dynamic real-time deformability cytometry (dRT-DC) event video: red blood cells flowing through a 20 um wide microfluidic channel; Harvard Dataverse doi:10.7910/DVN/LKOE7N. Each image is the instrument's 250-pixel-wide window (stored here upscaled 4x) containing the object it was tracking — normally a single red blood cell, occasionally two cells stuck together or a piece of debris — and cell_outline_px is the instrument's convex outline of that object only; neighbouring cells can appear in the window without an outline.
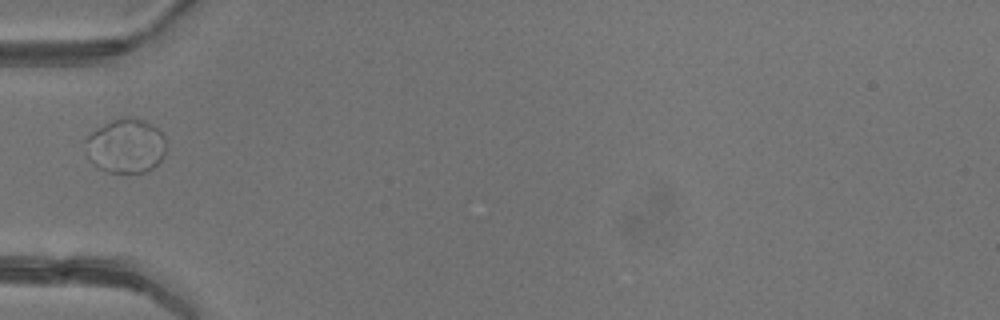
{"species": "common noctule bat (a hibernating species)", "species_latin": "Nyctalus noctula", "temperature_condition": "warm", "stored_images_in_passage": 6, "camera_frame_rate_fps": 3000, "um_per_image_px": 0.085, "animal": {"sex": "female"}, "frame": {"image": 1, "passage_image": 5, "time_ms": 5.0, "image_size_px": [1000, 320], "cell_outline_px": [[164, 156], [152, 168], [144, 172], [108, 172], [96, 168], [92, 164], [88, 156], [84, 140], [96, 128], [112, 120], [124, 116], [140, 120], [152, 124], [164, 136]], "centroid_in_image_um": [10.65, 12.41], "position_along_channel_um": 74.3, "area_um2": 25.37}}
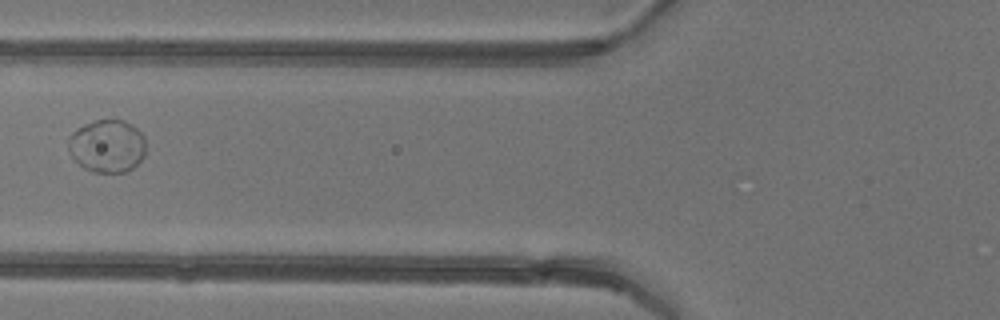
{"frame": {"image": 2, "passage_image": 6, "time_ms": 6.0, "image_size_px": [1000, 320], "cell_outline_px": [[144, 156], [132, 168], [124, 172], [92, 172], [84, 168], [72, 156], [68, 148], [68, 136], [76, 128], [84, 124], [96, 120], [124, 120], [136, 128], [144, 136]], "centroid_in_image_um": [9.08, 12.4], "position_along_channel_um": 116.7, "area_um2": 23.76}}